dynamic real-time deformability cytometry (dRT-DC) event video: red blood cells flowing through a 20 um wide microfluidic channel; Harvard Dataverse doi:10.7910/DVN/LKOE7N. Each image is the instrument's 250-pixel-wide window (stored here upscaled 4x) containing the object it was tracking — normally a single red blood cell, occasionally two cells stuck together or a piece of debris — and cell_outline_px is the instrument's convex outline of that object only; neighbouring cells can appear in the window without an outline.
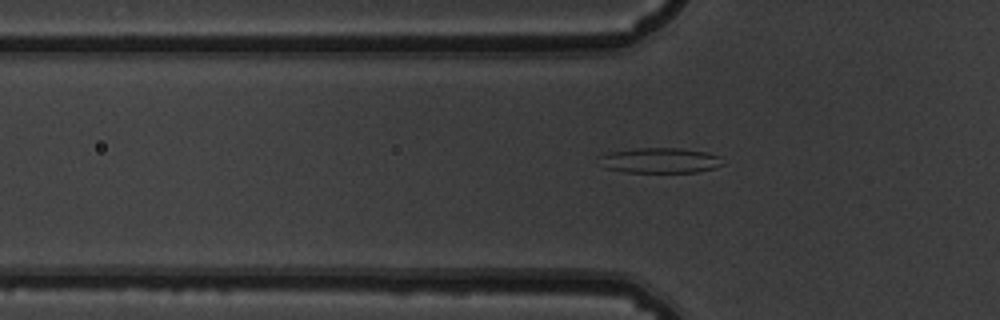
{"species": "common noctule bat (a hibernating species)", "species_latin": "Nyctalus noctula", "temperature_condition": "warm", "stored_images_in_passage": 47, "camera_frame_rate_fps": 3000, "um_per_image_px": 0.085, "animal": {"sex": "male", "body_mass_g": 19.5, "forearm_length_mm": 54.6}, "frame": {"image": 1, "passage_image": 12, "time_ms": 3.667, "image_size_px": [1000, 320], "cell_outline_px": [[724, 164], [712, 168], [696, 172], [624, 172], [604, 168], [600, 156], [608, 152], [636, 148], [680, 148], [708, 152], [720, 156]], "centroid_in_image_um": [56.12, 13.63], "position_along_channel_um": 69.7, "area_um2": 18.15}}
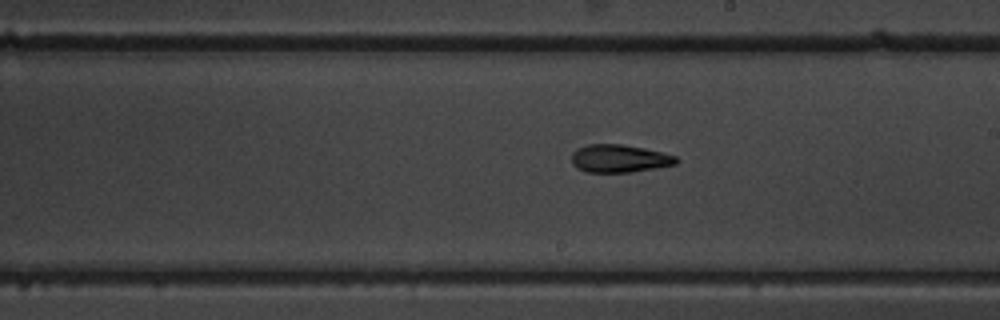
{"frame": {"image": 2, "passage_image": 25, "time_ms": 8.0, "image_size_px": [1000, 320], "cell_outline_px": [[680, 160], [676, 164], [632, 172], [588, 172], [576, 168], [572, 164], [572, 152], [588, 144], [620, 144], [644, 148], [664, 152], [676, 156]], "centroid_in_image_um": [52.67, 13.47], "position_along_channel_um": 236.3, "area_um2": 16.99}}
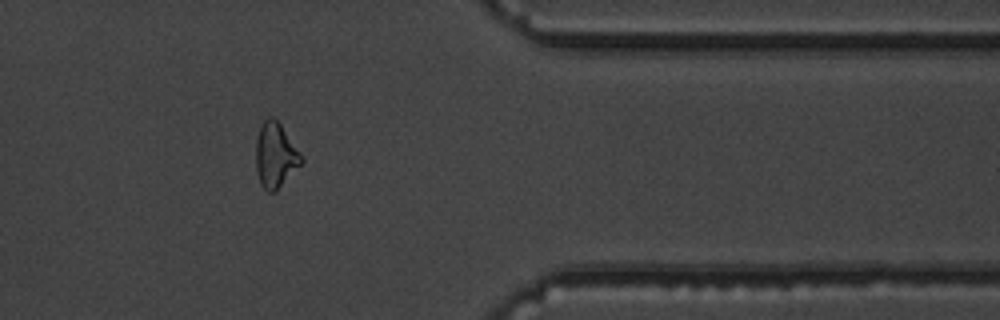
{"frame": {"image": 3, "passage_image": 38, "time_ms": 12.333, "image_size_px": [1000, 320], "cell_outline_px": [[304, 160], [276, 192], [268, 192], [260, 184], [256, 172], [256, 140], [260, 128], [264, 120], [268, 116], [272, 116], [280, 124], [300, 152]], "centroid_in_image_um": [23.4, 13.22], "position_along_channel_um": 388.0, "area_um2": 17.11}, "authors_computed_cell_mechanics": {"area_um2": 17.4556, "velocity_mm_per_s": 3.8553, "shape_relaxation_time_tau1_ms": null, "shape_relaxation_time_tau2_ms": 3.1427, "deformation_change_tau1": null, "deformation_change_tau2": 0.1001}}